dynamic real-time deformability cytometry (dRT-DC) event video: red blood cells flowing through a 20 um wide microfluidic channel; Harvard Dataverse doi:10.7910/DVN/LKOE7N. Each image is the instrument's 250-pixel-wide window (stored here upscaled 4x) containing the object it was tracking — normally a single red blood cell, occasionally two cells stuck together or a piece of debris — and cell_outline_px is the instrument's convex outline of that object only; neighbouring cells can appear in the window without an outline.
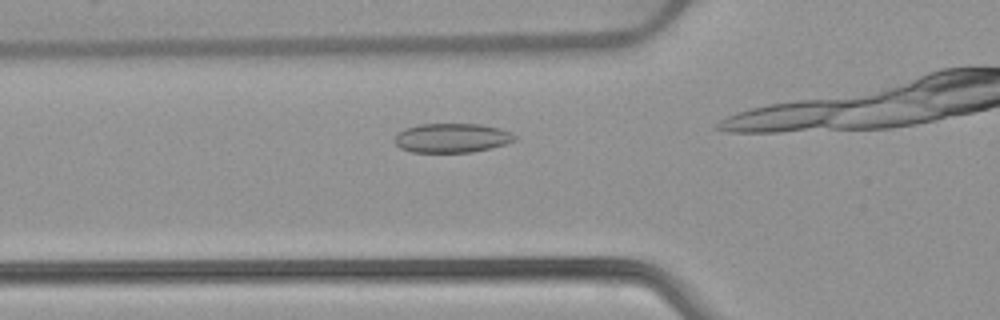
{"species": "common noctule bat (a hibernating species)", "species_latin": "Nyctalus noctula", "temperature_condition": "warm", "stored_images_in_passage": 13, "camera_frame_rate_fps": 3000, "um_per_image_px": 0.085, "animal": {"sex": "female", "body_mass_g": 22.7, "forearm_length_mm": 54.2}, "frame": {"image": 1, "passage_image": 6, "time_ms": 1.667, "image_size_px": [1000, 320], "cell_outline_px": [[516, 140], [504, 144], [472, 152], [412, 152], [400, 148], [392, 140], [396, 132], [404, 128], [420, 124], [480, 124], [500, 128], [516, 136]], "centroid_in_image_um": [38.33, 11.72], "position_along_channel_um": 87.5, "area_um2": 20.52}}